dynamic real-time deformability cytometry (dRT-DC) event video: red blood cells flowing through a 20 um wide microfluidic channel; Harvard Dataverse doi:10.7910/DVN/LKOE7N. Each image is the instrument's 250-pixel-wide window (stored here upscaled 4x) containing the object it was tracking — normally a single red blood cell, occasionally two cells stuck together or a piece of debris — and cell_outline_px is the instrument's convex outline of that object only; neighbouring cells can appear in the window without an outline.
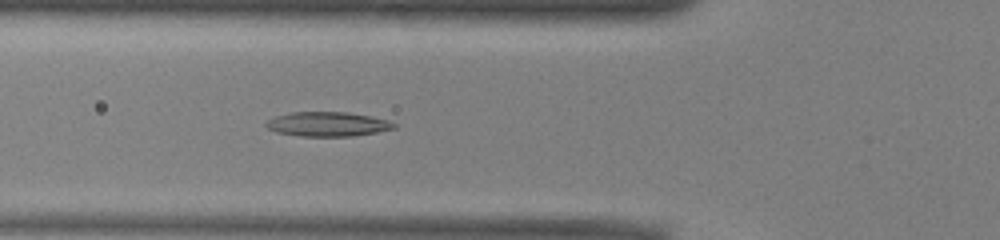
{"species": "common noctule bat (a hibernating species)", "species_latin": "Nyctalus noctula", "temperature_condition": "warm", "stored_images_in_passage": 41, "camera_frame_rate_fps": 3000, "um_per_image_px": 0.085, "animal": {"sex": "male", "body_mass_g": 13.0, "forearm_length_mm": 53.1}, "frame": {"image": 1, "passage_image": 8, "time_ms": 2.333, "image_size_px": [1000, 240], "cell_outline_px": [[396, 128], [376, 132], [352, 136], [300, 136], [276, 132], [268, 128], [264, 124], [268, 120], [276, 116], [292, 112], [344, 112], [372, 116], [388, 120], [396, 124]], "centroid_in_image_um": [27.85, 10.55], "position_along_channel_um": 97.9, "area_um2": 18.15}}
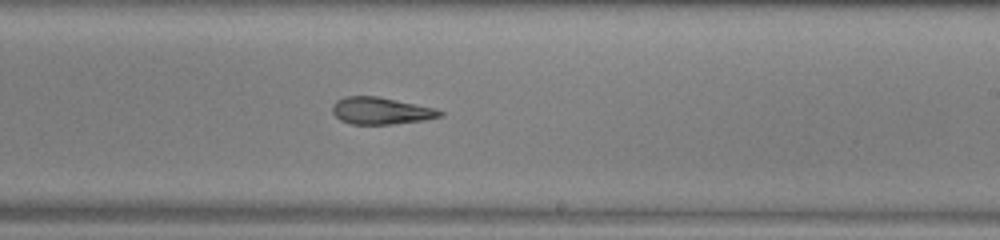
{"frame": {"image": 2, "passage_image": 20, "time_ms": 6.333, "image_size_px": [1000, 240], "cell_outline_px": [[444, 116], [424, 120], [392, 124], [352, 124], [340, 120], [332, 112], [332, 104], [336, 100], [344, 96], [376, 96], [436, 108], [444, 112]], "centroid_in_image_um": [32.38, 9.42], "position_along_channel_um": 256.6, "area_um2": 16.99}}
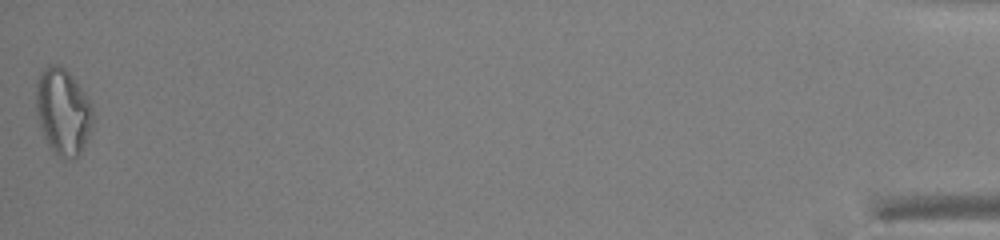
{"frame": {"image": 3, "passage_image": 41, "time_ms": 13.333, "image_size_px": [1000, 240], "cell_outline_px": [[92, 128], [80, 152], [76, 156], [68, 160], [64, 160], [48, 148], [36, 116], [36, 80], [40, 72], [48, 64], [60, 64], [68, 72], [84, 92], [92, 104]], "centroid_in_image_um": [5.32, 9.49], "position_along_channel_um": 429.9, "area_um2": 28.84}, "authors_computed_cell_mechanics": {"area_um2": 18.1492, "velocity_mm_per_s": 3.9681, "shape_relaxation_time_tau1_ms": null, "shape_relaxation_time_tau2_ms": 4.1592, "deformation_change_tau1": null, "deformation_change_tau2": 0.1418}}